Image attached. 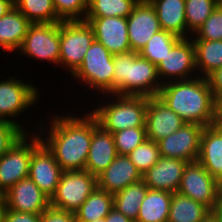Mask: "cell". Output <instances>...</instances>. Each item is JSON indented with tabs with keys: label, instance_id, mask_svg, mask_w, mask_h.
Returning a JSON list of instances; mask_svg holds the SVG:
<instances>
[{
	"label": "cell",
	"instance_id": "8",
	"mask_svg": "<svg viewBox=\"0 0 222 222\" xmlns=\"http://www.w3.org/2000/svg\"><path fill=\"white\" fill-rule=\"evenodd\" d=\"M96 188L97 177L87 170L63 171L50 206L75 212Z\"/></svg>",
	"mask_w": 222,
	"mask_h": 222
},
{
	"label": "cell",
	"instance_id": "38",
	"mask_svg": "<svg viewBox=\"0 0 222 222\" xmlns=\"http://www.w3.org/2000/svg\"><path fill=\"white\" fill-rule=\"evenodd\" d=\"M25 134L18 125L0 120V157Z\"/></svg>",
	"mask_w": 222,
	"mask_h": 222
},
{
	"label": "cell",
	"instance_id": "40",
	"mask_svg": "<svg viewBox=\"0 0 222 222\" xmlns=\"http://www.w3.org/2000/svg\"><path fill=\"white\" fill-rule=\"evenodd\" d=\"M3 222H41L40 214L21 213L5 208Z\"/></svg>",
	"mask_w": 222,
	"mask_h": 222
},
{
	"label": "cell",
	"instance_id": "16",
	"mask_svg": "<svg viewBox=\"0 0 222 222\" xmlns=\"http://www.w3.org/2000/svg\"><path fill=\"white\" fill-rule=\"evenodd\" d=\"M93 29L95 40L111 54L131 50L128 38L127 18L123 17H85Z\"/></svg>",
	"mask_w": 222,
	"mask_h": 222
},
{
	"label": "cell",
	"instance_id": "48",
	"mask_svg": "<svg viewBox=\"0 0 222 222\" xmlns=\"http://www.w3.org/2000/svg\"><path fill=\"white\" fill-rule=\"evenodd\" d=\"M0 205H5L3 194L0 192Z\"/></svg>",
	"mask_w": 222,
	"mask_h": 222
},
{
	"label": "cell",
	"instance_id": "17",
	"mask_svg": "<svg viewBox=\"0 0 222 222\" xmlns=\"http://www.w3.org/2000/svg\"><path fill=\"white\" fill-rule=\"evenodd\" d=\"M7 209L41 214L50 206V198L28 177L18 181L4 194Z\"/></svg>",
	"mask_w": 222,
	"mask_h": 222
},
{
	"label": "cell",
	"instance_id": "43",
	"mask_svg": "<svg viewBox=\"0 0 222 222\" xmlns=\"http://www.w3.org/2000/svg\"><path fill=\"white\" fill-rule=\"evenodd\" d=\"M14 7V0H0V17L7 14Z\"/></svg>",
	"mask_w": 222,
	"mask_h": 222
},
{
	"label": "cell",
	"instance_id": "23",
	"mask_svg": "<svg viewBox=\"0 0 222 222\" xmlns=\"http://www.w3.org/2000/svg\"><path fill=\"white\" fill-rule=\"evenodd\" d=\"M156 11L160 28L187 38L185 0H148Z\"/></svg>",
	"mask_w": 222,
	"mask_h": 222
},
{
	"label": "cell",
	"instance_id": "34",
	"mask_svg": "<svg viewBox=\"0 0 222 222\" xmlns=\"http://www.w3.org/2000/svg\"><path fill=\"white\" fill-rule=\"evenodd\" d=\"M127 156L143 176L160 158L159 145L157 142L146 139Z\"/></svg>",
	"mask_w": 222,
	"mask_h": 222
},
{
	"label": "cell",
	"instance_id": "32",
	"mask_svg": "<svg viewBox=\"0 0 222 222\" xmlns=\"http://www.w3.org/2000/svg\"><path fill=\"white\" fill-rule=\"evenodd\" d=\"M139 0H88L86 17L127 18Z\"/></svg>",
	"mask_w": 222,
	"mask_h": 222
},
{
	"label": "cell",
	"instance_id": "50",
	"mask_svg": "<svg viewBox=\"0 0 222 222\" xmlns=\"http://www.w3.org/2000/svg\"><path fill=\"white\" fill-rule=\"evenodd\" d=\"M91 222H105V218L94 220V221H91Z\"/></svg>",
	"mask_w": 222,
	"mask_h": 222
},
{
	"label": "cell",
	"instance_id": "9",
	"mask_svg": "<svg viewBox=\"0 0 222 222\" xmlns=\"http://www.w3.org/2000/svg\"><path fill=\"white\" fill-rule=\"evenodd\" d=\"M24 57L57 64L60 57V22L31 23L18 50Z\"/></svg>",
	"mask_w": 222,
	"mask_h": 222
},
{
	"label": "cell",
	"instance_id": "47",
	"mask_svg": "<svg viewBox=\"0 0 222 222\" xmlns=\"http://www.w3.org/2000/svg\"><path fill=\"white\" fill-rule=\"evenodd\" d=\"M5 208H6V205H0V222H3Z\"/></svg>",
	"mask_w": 222,
	"mask_h": 222
},
{
	"label": "cell",
	"instance_id": "49",
	"mask_svg": "<svg viewBox=\"0 0 222 222\" xmlns=\"http://www.w3.org/2000/svg\"><path fill=\"white\" fill-rule=\"evenodd\" d=\"M204 222H216L215 221V219L212 217V216H210L206 221H204Z\"/></svg>",
	"mask_w": 222,
	"mask_h": 222
},
{
	"label": "cell",
	"instance_id": "15",
	"mask_svg": "<svg viewBox=\"0 0 222 222\" xmlns=\"http://www.w3.org/2000/svg\"><path fill=\"white\" fill-rule=\"evenodd\" d=\"M127 25L130 48L138 53L161 30L156 11L148 0H139L127 17Z\"/></svg>",
	"mask_w": 222,
	"mask_h": 222
},
{
	"label": "cell",
	"instance_id": "5",
	"mask_svg": "<svg viewBox=\"0 0 222 222\" xmlns=\"http://www.w3.org/2000/svg\"><path fill=\"white\" fill-rule=\"evenodd\" d=\"M113 54L101 43L93 41L87 50L81 66L71 75L74 80L87 84L88 89L104 95L112 94L114 74Z\"/></svg>",
	"mask_w": 222,
	"mask_h": 222
},
{
	"label": "cell",
	"instance_id": "11",
	"mask_svg": "<svg viewBox=\"0 0 222 222\" xmlns=\"http://www.w3.org/2000/svg\"><path fill=\"white\" fill-rule=\"evenodd\" d=\"M62 172L52 152L41 141L38 133H33L28 177L51 199L56 192Z\"/></svg>",
	"mask_w": 222,
	"mask_h": 222
},
{
	"label": "cell",
	"instance_id": "46",
	"mask_svg": "<svg viewBox=\"0 0 222 222\" xmlns=\"http://www.w3.org/2000/svg\"><path fill=\"white\" fill-rule=\"evenodd\" d=\"M217 200L222 203V178L217 180Z\"/></svg>",
	"mask_w": 222,
	"mask_h": 222
},
{
	"label": "cell",
	"instance_id": "3",
	"mask_svg": "<svg viewBox=\"0 0 222 222\" xmlns=\"http://www.w3.org/2000/svg\"><path fill=\"white\" fill-rule=\"evenodd\" d=\"M112 94L158 96L162 87L157 67L138 52L114 54Z\"/></svg>",
	"mask_w": 222,
	"mask_h": 222
},
{
	"label": "cell",
	"instance_id": "22",
	"mask_svg": "<svg viewBox=\"0 0 222 222\" xmlns=\"http://www.w3.org/2000/svg\"><path fill=\"white\" fill-rule=\"evenodd\" d=\"M197 161L213 178H222V124L204 127Z\"/></svg>",
	"mask_w": 222,
	"mask_h": 222
},
{
	"label": "cell",
	"instance_id": "27",
	"mask_svg": "<svg viewBox=\"0 0 222 222\" xmlns=\"http://www.w3.org/2000/svg\"><path fill=\"white\" fill-rule=\"evenodd\" d=\"M198 76L207 77L222 67V40H193Z\"/></svg>",
	"mask_w": 222,
	"mask_h": 222
},
{
	"label": "cell",
	"instance_id": "29",
	"mask_svg": "<svg viewBox=\"0 0 222 222\" xmlns=\"http://www.w3.org/2000/svg\"><path fill=\"white\" fill-rule=\"evenodd\" d=\"M148 189L143 180L128 185L113 195L114 208L135 222Z\"/></svg>",
	"mask_w": 222,
	"mask_h": 222
},
{
	"label": "cell",
	"instance_id": "51",
	"mask_svg": "<svg viewBox=\"0 0 222 222\" xmlns=\"http://www.w3.org/2000/svg\"><path fill=\"white\" fill-rule=\"evenodd\" d=\"M219 1V4L222 6V0H218Z\"/></svg>",
	"mask_w": 222,
	"mask_h": 222
},
{
	"label": "cell",
	"instance_id": "39",
	"mask_svg": "<svg viewBox=\"0 0 222 222\" xmlns=\"http://www.w3.org/2000/svg\"><path fill=\"white\" fill-rule=\"evenodd\" d=\"M41 222H77L74 212L49 206L40 214Z\"/></svg>",
	"mask_w": 222,
	"mask_h": 222
},
{
	"label": "cell",
	"instance_id": "44",
	"mask_svg": "<svg viewBox=\"0 0 222 222\" xmlns=\"http://www.w3.org/2000/svg\"><path fill=\"white\" fill-rule=\"evenodd\" d=\"M211 216L216 222H222V203L218 202L213 210L211 211Z\"/></svg>",
	"mask_w": 222,
	"mask_h": 222
},
{
	"label": "cell",
	"instance_id": "20",
	"mask_svg": "<svg viewBox=\"0 0 222 222\" xmlns=\"http://www.w3.org/2000/svg\"><path fill=\"white\" fill-rule=\"evenodd\" d=\"M117 155L112 133L105 131L93 115V133L85 170L97 177L109 167Z\"/></svg>",
	"mask_w": 222,
	"mask_h": 222
},
{
	"label": "cell",
	"instance_id": "30",
	"mask_svg": "<svg viewBox=\"0 0 222 222\" xmlns=\"http://www.w3.org/2000/svg\"><path fill=\"white\" fill-rule=\"evenodd\" d=\"M15 7L31 23H58L53 0H14Z\"/></svg>",
	"mask_w": 222,
	"mask_h": 222
},
{
	"label": "cell",
	"instance_id": "6",
	"mask_svg": "<svg viewBox=\"0 0 222 222\" xmlns=\"http://www.w3.org/2000/svg\"><path fill=\"white\" fill-rule=\"evenodd\" d=\"M94 40L93 29L86 20L61 21L59 66L72 75Z\"/></svg>",
	"mask_w": 222,
	"mask_h": 222
},
{
	"label": "cell",
	"instance_id": "12",
	"mask_svg": "<svg viewBox=\"0 0 222 222\" xmlns=\"http://www.w3.org/2000/svg\"><path fill=\"white\" fill-rule=\"evenodd\" d=\"M32 157V132L26 133L0 157V192L4 194L18 181L28 178Z\"/></svg>",
	"mask_w": 222,
	"mask_h": 222
},
{
	"label": "cell",
	"instance_id": "28",
	"mask_svg": "<svg viewBox=\"0 0 222 222\" xmlns=\"http://www.w3.org/2000/svg\"><path fill=\"white\" fill-rule=\"evenodd\" d=\"M113 208V194L96 188L74 213L77 222H91L105 218Z\"/></svg>",
	"mask_w": 222,
	"mask_h": 222
},
{
	"label": "cell",
	"instance_id": "21",
	"mask_svg": "<svg viewBox=\"0 0 222 222\" xmlns=\"http://www.w3.org/2000/svg\"><path fill=\"white\" fill-rule=\"evenodd\" d=\"M141 180L142 175L126 155H117L109 167L97 176L98 188L113 195Z\"/></svg>",
	"mask_w": 222,
	"mask_h": 222
},
{
	"label": "cell",
	"instance_id": "18",
	"mask_svg": "<svg viewBox=\"0 0 222 222\" xmlns=\"http://www.w3.org/2000/svg\"><path fill=\"white\" fill-rule=\"evenodd\" d=\"M184 124L183 119L158 96L148 97L145 121L147 139L158 143Z\"/></svg>",
	"mask_w": 222,
	"mask_h": 222
},
{
	"label": "cell",
	"instance_id": "36",
	"mask_svg": "<svg viewBox=\"0 0 222 222\" xmlns=\"http://www.w3.org/2000/svg\"><path fill=\"white\" fill-rule=\"evenodd\" d=\"M191 36L192 40H222V6L220 4Z\"/></svg>",
	"mask_w": 222,
	"mask_h": 222
},
{
	"label": "cell",
	"instance_id": "26",
	"mask_svg": "<svg viewBox=\"0 0 222 222\" xmlns=\"http://www.w3.org/2000/svg\"><path fill=\"white\" fill-rule=\"evenodd\" d=\"M172 193L148 189L135 222H167Z\"/></svg>",
	"mask_w": 222,
	"mask_h": 222
},
{
	"label": "cell",
	"instance_id": "10",
	"mask_svg": "<svg viewBox=\"0 0 222 222\" xmlns=\"http://www.w3.org/2000/svg\"><path fill=\"white\" fill-rule=\"evenodd\" d=\"M156 67L162 85L171 81L197 77L195 47L192 38H181Z\"/></svg>",
	"mask_w": 222,
	"mask_h": 222
},
{
	"label": "cell",
	"instance_id": "14",
	"mask_svg": "<svg viewBox=\"0 0 222 222\" xmlns=\"http://www.w3.org/2000/svg\"><path fill=\"white\" fill-rule=\"evenodd\" d=\"M204 126L185 123L180 129L158 142L160 156L196 162L200 153Z\"/></svg>",
	"mask_w": 222,
	"mask_h": 222
},
{
	"label": "cell",
	"instance_id": "35",
	"mask_svg": "<svg viewBox=\"0 0 222 222\" xmlns=\"http://www.w3.org/2000/svg\"><path fill=\"white\" fill-rule=\"evenodd\" d=\"M112 135L117 154L126 156L147 139L146 127H130Z\"/></svg>",
	"mask_w": 222,
	"mask_h": 222
},
{
	"label": "cell",
	"instance_id": "31",
	"mask_svg": "<svg viewBox=\"0 0 222 222\" xmlns=\"http://www.w3.org/2000/svg\"><path fill=\"white\" fill-rule=\"evenodd\" d=\"M180 39L179 36L161 29L151 37L139 55L157 66Z\"/></svg>",
	"mask_w": 222,
	"mask_h": 222
},
{
	"label": "cell",
	"instance_id": "45",
	"mask_svg": "<svg viewBox=\"0 0 222 222\" xmlns=\"http://www.w3.org/2000/svg\"><path fill=\"white\" fill-rule=\"evenodd\" d=\"M217 118L218 123L222 124V97L217 101Z\"/></svg>",
	"mask_w": 222,
	"mask_h": 222
},
{
	"label": "cell",
	"instance_id": "41",
	"mask_svg": "<svg viewBox=\"0 0 222 222\" xmlns=\"http://www.w3.org/2000/svg\"><path fill=\"white\" fill-rule=\"evenodd\" d=\"M206 78L214 98L218 101L222 97V67L216 69Z\"/></svg>",
	"mask_w": 222,
	"mask_h": 222
},
{
	"label": "cell",
	"instance_id": "7",
	"mask_svg": "<svg viewBox=\"0 0 222 222\" xmlns=\"http://www.w3.org/2000/svg\"><path fill=\"white\" fill-rule=\"evenodd\" d=\"M10 77L0 81V120L14 123L25 133H29L30 131H27L23 124L16 120V116L18 118L24 111L36 105L35 103L40 98L39 88L19 78L11 75Z\"/></svg>",
	"mask_w": 222,
	"mask_h": 222
},
{
	"label": "cell",
	"instance_id": "33",
	"mask_svg": "<svg viewBox=\"0 0 222 222\" xmlns=\"http://www.w3.org/2000/svg\"><path fill=\"white\" fill-rule=\"evenodd\" d=\"M218 4V0H185L187 37H191L196 32Z\"/></svg>",
	"mask_w": 222,
	"mask_h": 222
},
{
	"label": "cell",
	"instance_id": "24",
	"mask_svg": "<svg viewBox=\"0 0 222 222\" xmlns=\"http://www.w3.org/2000/svg\"><path fill=\"white\" fill-rule=\"evenodd\" d=\"M31 22L16 8L0 17V48L18 52Z\"/></svg>",
	"mask_w": 222,
	"mask_h": 222
},
{
	"label": "cell",
	"instance_id": "25",
	"mask_svg": "<svg viewBox=\"0 0 222 222\" xmlns=\"http://www.w3.org/2000/svg\"><path fill=\"white\" fill-rule=\"evenodd\" d=\"M211 216V210L178 192L172 193L167 222H204Z\"/></svg>",
	"mask_w": 222,
	"mask_h": 222
},
{
	"label": "cell",
	"instance_id": "13",
	"mask_svg": "<svg viewBox=\"0 0 222 222\" xmlns=\"http://www.w3.org/2000/svg\"><path fill=\"white\" fill-rule=\"evenodd\" d=\"M177 192L207 206L211 211L218 203L217 180L198 161L187 164Z\"/></svg>",
	"mask_w": 222,
	"mask_h": 222
},
{
	"label": "cell",
	"instance_id": "42",
	"mask_svg": "<svg viewBox=\"0 0 222 222\" xmlns=\"http://www.w3.org/2000/svg\"><path fill=\"white\" fill-rule=\"evenodd\" d=\"M105 222H134L132 219L124 216L118 210L113 208L105 217Z\"/></svg>",
	"mask_w": 222,
	"mask_h": 222
},
{
	"label": "cell",
	"instance_id": "2",
	"mask_svg": "<svg viewBox=\"0 0 222 222\" xmlns=\"http://www.w3.org/2000/svg\"><path fill=\"white\" fill-rule=\"evenodd\" d=\"M158 97L185 123L204 127L218 123L217 101L206 77L167 82Z\"/></svg>",
	"mask_w": 222,
	"mask_h": 222
},
{
	"label": "cell",
	"instance_id": "4",
	"mask_svg": "<svg viewBox=\"0 0 222 222\" xmlns=\"http://www.w3.org/2000/svg\"><path fill=\"white\" fill-rule=\"evenodd\" d=\"M105 96L111 99L110 102L107 100L105 102L104 99V102H100L102 105L90 111L105 131L114 133L130 127H146L147 96L118 94H105Z\"/></svg>",
	"mask_w": 222,
	"mask_h": 222
},
{
	"label": "cell",
	"instance_id": "37",
	"mask_svg": "<svg viewBox=\"0 0 222 222\" xmlns=\"http://www.w3.org/2000/svg\"><path fill=\"white\" fill-rule=\"evenodd\" d=\"M53 4L61 21L85 20L88 0H53Z\"/></svg>",
	"mask_w": 222,
	"mask_h": 222
},
{
	"label": "cell",
	"instance_id": "1",
	"mask_svg": "<svg viewBox=\"0 0 222 222\" xmlns=\"http://www.w3.org/2000/svg\"><path fill=\"white\" fill-rule=\"evenodd\" d=\"M53 116L48 126L50 130L39 126L37 133L41 141L63 171L85 170L93 133V114L89 110L79 117L76 114Z\"/></svg>",
	"mask_w": 222,
	"mask_h": 222
},
{
	"label": "cell",
	"instance_id": "19",
	"mask_svg": "<svg viewBox=\"0 0 222 222\" xmlns=\"http://www.w3.org/2000/svg\"><path fill=\"white\" fill-rule=\"evenodd\" d=\"M188 163L185 160L160 156L157 163L142 176V180L150 189L175 193Z\"/></svg>",
	"mask_w": 222,
	"mask_h": 222
}]
</instances>
